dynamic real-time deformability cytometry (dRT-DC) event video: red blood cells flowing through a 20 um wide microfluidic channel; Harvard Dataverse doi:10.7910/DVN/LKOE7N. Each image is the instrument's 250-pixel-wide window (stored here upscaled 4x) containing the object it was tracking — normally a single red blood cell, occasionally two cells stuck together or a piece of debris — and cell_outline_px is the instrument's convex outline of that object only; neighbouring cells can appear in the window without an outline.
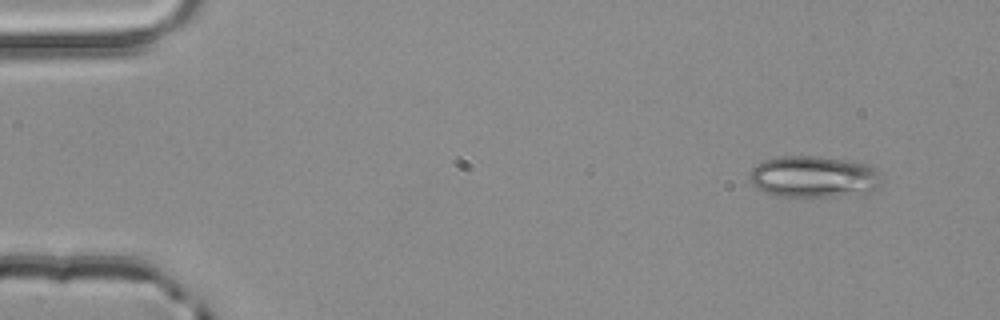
{"species": "common noctule bat (a hibernating species)", "species_latin": "Nyctalus noctula", "temperature_condition": "room temperature", "stored_images_in_passage": 3, "camera_frame_rate_fps": 3000, "um_per_image_px": 0.085, "animal": {"sex": "male", "body_mass_g": 20.4}, "frame": {"image": 1, "passage_image": 1, "time_ms": 0.0, "image_size_px": [1000, 320], "cell_outline_px": [[884, 184], [864, 196], [776, 196], [764, 192], [756, 188], [752, 184], [748, 176], [752, 168], [756, 164], [764, 160], [780, 156], [816, 156], [852, 160], [868, 164], [884, 180]], "centroid_in_image_um": [69.22, 15.04], "position_along_channel_um": 15.8, "area_um2": 32.77}}